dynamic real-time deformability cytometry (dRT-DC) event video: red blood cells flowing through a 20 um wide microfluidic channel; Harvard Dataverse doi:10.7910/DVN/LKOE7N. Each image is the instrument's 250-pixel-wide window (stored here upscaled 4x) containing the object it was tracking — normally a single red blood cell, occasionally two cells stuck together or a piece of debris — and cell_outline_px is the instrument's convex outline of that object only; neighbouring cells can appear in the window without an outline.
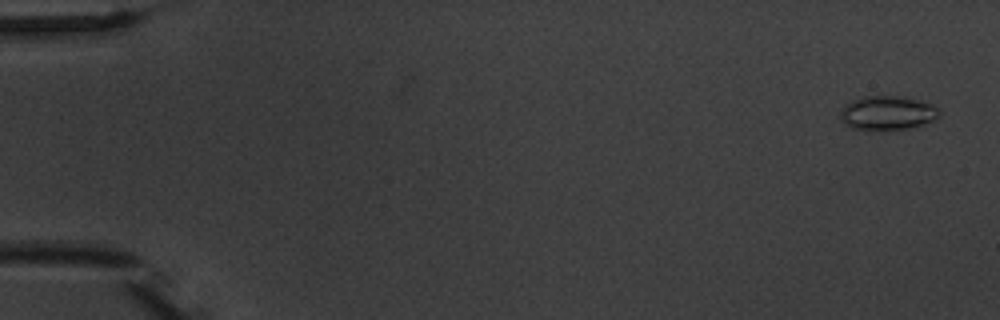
{"species": "common noctule bat (a hibernating species)", "species_latin": "Nyctalus noctula", "temperature_condition": "warm", "stored_images_in_passage": 5, "camera_frame_rate_fps": 3000, "um_per_image_px": 0.085, "animal": {"sex": "male", "body_mass_g": 20.1, "forearm_length_mm": 53.5}, "frame": {"image": 1, "passage_image": 1, "time_ms": 0.0, "image_size_px": [1000, 320], "cell_outline_px": [[940, 116], [936, 120], [912, 128], [868, 132], [852, 128], [844, 124], [840, 120], [840, 112], [844, 104], [852, 100], [864, 96], [904, 96], [928, 104], [936, 108], [940, 112]], "centroid_in_image_um": [75.38, 9.64], "position_along_channel_um": 9.6, "area_um2": 20.17}}